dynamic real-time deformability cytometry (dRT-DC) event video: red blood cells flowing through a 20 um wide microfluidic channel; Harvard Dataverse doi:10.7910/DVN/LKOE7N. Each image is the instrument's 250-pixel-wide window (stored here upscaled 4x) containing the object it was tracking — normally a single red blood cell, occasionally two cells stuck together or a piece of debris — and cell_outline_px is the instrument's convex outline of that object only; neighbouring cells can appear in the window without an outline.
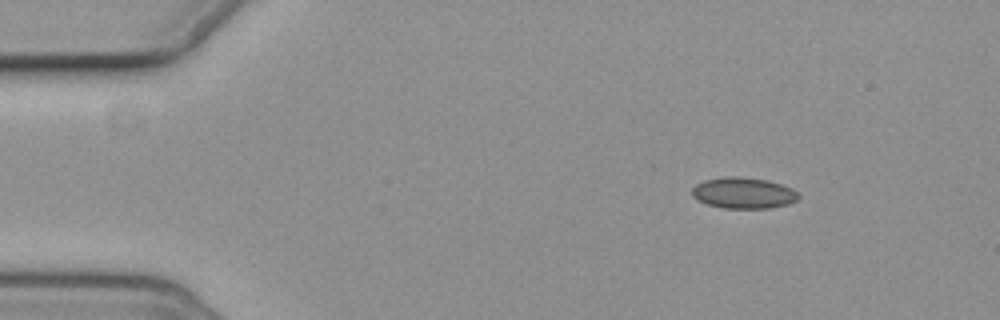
{"species": "common noctule bat (a hibernating species)", "species_latin": "Nyctalus noctula", "temperature_condition": "cold", "stored_images_in_passage": 4, "camera_frame_rate_fps": 3000, "um_per_image_px": 0.085, "animal": {"sex": "female", "body_mass_g": 19.3, "forearm_length_mm": 54.1}, "frame": {"image": 1, "passage_image": 1, "time_ms": 0.0, "image_size_px": [1000, 320], "cell_outline_px": [[800, 196], [796, 200], [788, 204], [768, 208], [724, 208], [708, 204], [692, 196], [692, 188], [696, 184], [704, 180], [724, 176], [740, 176], [768, 180], [792, 188]], "centroid_in_image_um": [63.19, 16.39], "position_along_channel_um": 21.8, "area_um2": 19.25}}
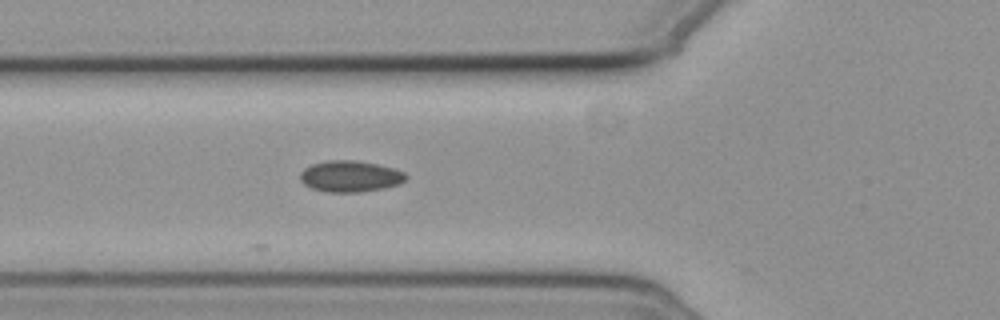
{"frame": {"image": 2, "passage_image": 4, "time_ms": 4.333, "image_size_px": [1000, 320], "cell_outline_px": [[408, 176], [400, 184], [384, 188], [360, 192], [328, 192], [312, 188], [304, 184], [300, 180], [300, 172], [304, 168], [312, 164], [328, 160], [356, 160], [376, 164], [392, 168], [404, 172]], "centroid_in_image_um": [29.76, 14.98], "position_along_channel_um": 96.0, "area_um2": 19.25}}